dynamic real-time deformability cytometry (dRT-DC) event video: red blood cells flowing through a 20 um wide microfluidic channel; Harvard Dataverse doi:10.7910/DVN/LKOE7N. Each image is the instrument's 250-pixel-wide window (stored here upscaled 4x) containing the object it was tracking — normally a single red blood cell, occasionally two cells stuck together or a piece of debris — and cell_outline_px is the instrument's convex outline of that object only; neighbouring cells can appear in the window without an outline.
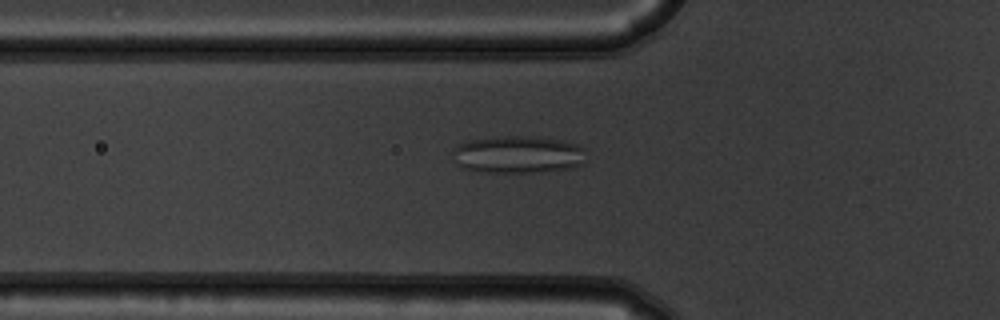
{"species": "common noctule bat (a hibernating species)", "species_latin": "Nyctalus noctula", "temperature_condition": "warm", "stored_images_in_passage": 44, "camera_frame_rate_fps": 3000, "um_per_image_px": 0.085, "animal": {"sex": "male", "body_mass_g": 19.5, "forearm_length_mm": 54.6}, "frame": {"image": 1, "passage_image": 9, "time_ms": 2.667, "image_size_px": [1000, 320], "cell_outline_px": [[584, 164], [572, 168], [544, 172], [484, 172], [468, 168], [456, 164], [452, 152], [460, 144], [468, 140], [504, 136], [528, 136], [560, 140], [576, 144], [584, 148]], "centroid_in_image_um": [44.07, 13.14], "position_along_channel_um": 81.7, "area_um2": 28.96}}
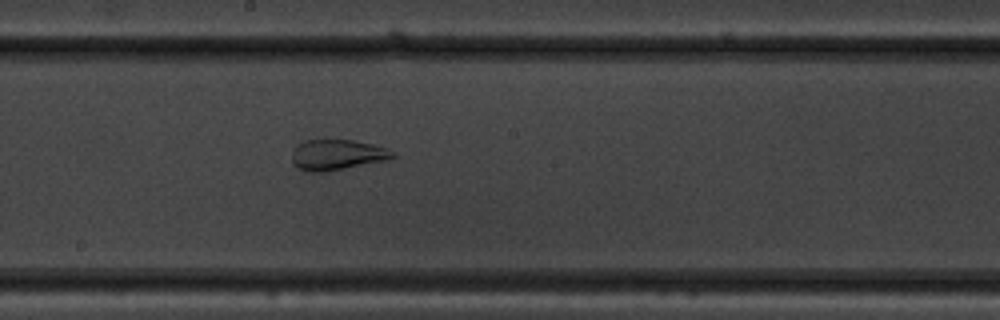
{"frame": {"image": 2, "passage_image": 20, "time_ms": 6.333, "image_size_px": [1000, 320], "cell_outline_px": [[396, 156], [384, 160], [344, 168], [320, 172], [308, 172], [292, 164], [292, 148], [296, 144], [304, 140], [352, 140], [372, 144], [384, 148], [392, 152]], "centroid_in_image_um": [28.56, 13.14], "position_along_channel_um": 219.6, "area_um2": 17.63}}
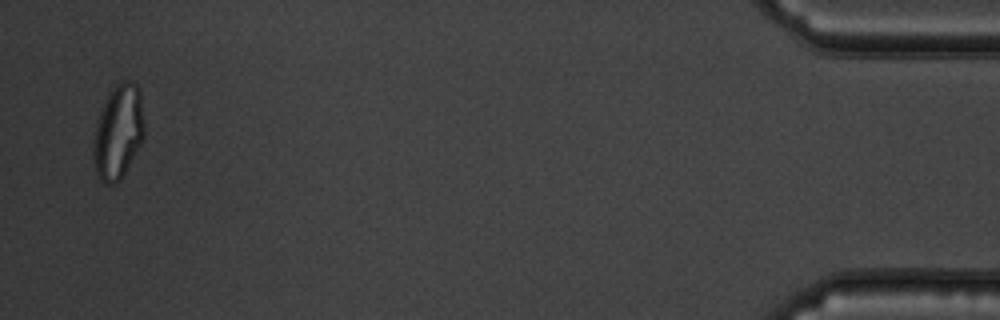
{"frame": {"image": 3, "passage_image": 43, "time_ms": 14.0, "image_size_px": [1000, 320], "cell_outline_px": [[144, 136], [140, 144], [120, 180], [116, 184], [104, 184], [96, 176], [92, 156], [92, 140], [96, 120], [108, 92], [116, 84], [124, 80], [132, 80], [140, 88], [144, 124]], "centroid_in_image_um": [10.01, 11.2], "position_along_channel_um": 425.2, "area_um2": 28.55}, "authors_computed_cell_mechanics": {"area_um2": 25.4898, "velocity_mm_per_s": 3.7438, "shape_relaxation_time_tau1_ms": null, "shape_relaxation_time_tau2_ms": 1.1455, "deformation_change_tau1": null, "deformation_change_tau2": 0.0895}}